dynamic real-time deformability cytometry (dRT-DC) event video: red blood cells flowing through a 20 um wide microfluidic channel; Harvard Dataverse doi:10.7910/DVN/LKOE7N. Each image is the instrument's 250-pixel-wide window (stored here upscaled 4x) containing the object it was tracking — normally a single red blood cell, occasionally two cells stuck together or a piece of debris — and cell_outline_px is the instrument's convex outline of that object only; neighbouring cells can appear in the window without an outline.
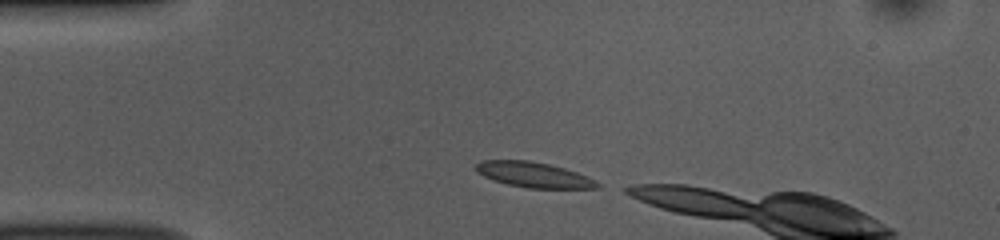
{"species": "common noctule bat (a hibernating species)", "species_latin": "Nyctalus noctula", "temperature_condition": "room temperature", "stored_images_in_passage": 5, "camera_frame_rate_fps": 3000, "um_per_image_px": 0.085, "animal": {"sex": "female", "body_mass_g": 10.0, "forearm_length_mm": 53.1}, "frame": {"image": 1, "passage_image": 1, "time_ms": 0.0, "image_size_px": [1000, 240], "cell_outline_px": [[600, 188], [528, 188], [508, 184], [484, 176], [476, 172], [476, 164], [480, 160], [528, 160], [548, 164], [564, 168], [576, 172], [596, 180], [600, 184]], "centroid_in_image_um": [45.37, 14.85], "position_along_channel_um": 39.6, "area_um2": 17.74}}